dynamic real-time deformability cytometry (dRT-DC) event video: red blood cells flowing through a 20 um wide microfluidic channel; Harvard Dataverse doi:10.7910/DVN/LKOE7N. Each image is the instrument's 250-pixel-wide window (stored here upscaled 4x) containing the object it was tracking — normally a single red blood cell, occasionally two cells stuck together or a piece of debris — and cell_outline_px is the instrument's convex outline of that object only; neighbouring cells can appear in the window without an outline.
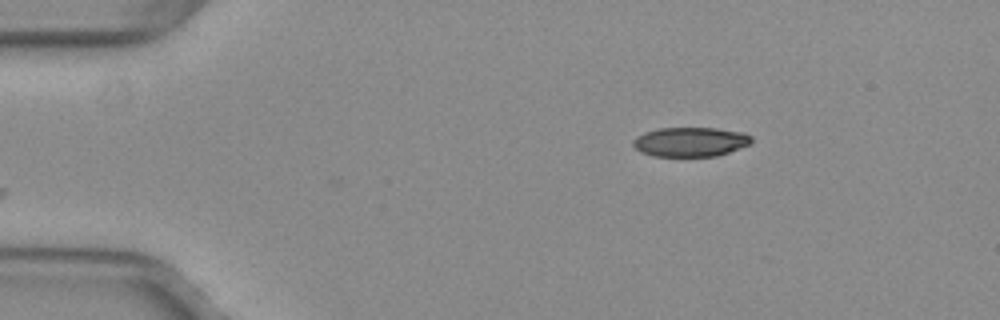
{"species": "common noctule bat (a hibernating species)", "species_latin": "Nyctalus noctula", "temperature_condition": "warm", "stored_images_in_passage": 12, "camera_frame_rate_fps": 3000, "um_per_image_px": 0.085, "animal": {"sex": "female", "body_mass_g": 29.2, "forearm_length_mm": 56.3}, "frame": {"image": 1, "passage_image": 1, "time_ms": 0.0, "image_size_px": [1000, 320], "cell_outline_px": [[752, 140], [748, 144], [728, 152], [716, 156], [652, 156], [640, 152], [632, 144], [632, 140], [636, 136], [644, 132], [660, 128], [716, 128], [744, 132], [752, 136]], "centroid_in_image_um": [58.65, 12.05], "position_along_channel_um": 26.4, "area_um2": 20.29}}
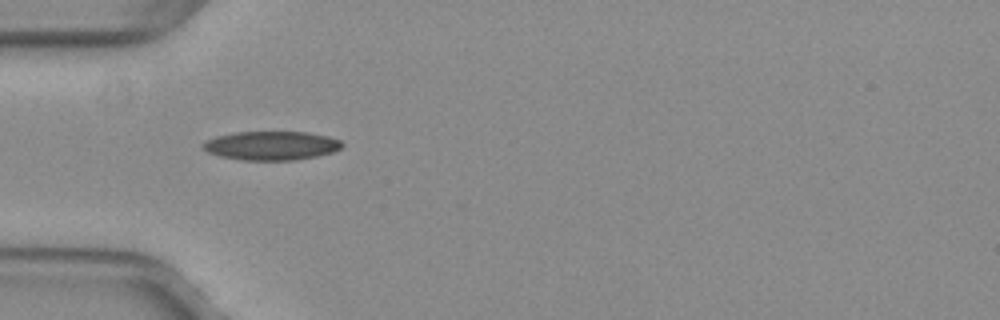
{"frame": {"image": 2, "passage_image": 9, "time_ms": 2.667, "image_size_px": [1000, 320], "cell_outline_px": [[344, 144], [340, 148], [332, 152], [316, 156], [292, 160], [240, 160], [220, 156], [208, 152], [200, 144], [216, 136], [236, 132], [308, 132], [328, 136], [340, 140]], "centroid_in_image_um": [23.06, 12.37], "position_along_channel_um": 61.9, "area_um2": 23.29}}